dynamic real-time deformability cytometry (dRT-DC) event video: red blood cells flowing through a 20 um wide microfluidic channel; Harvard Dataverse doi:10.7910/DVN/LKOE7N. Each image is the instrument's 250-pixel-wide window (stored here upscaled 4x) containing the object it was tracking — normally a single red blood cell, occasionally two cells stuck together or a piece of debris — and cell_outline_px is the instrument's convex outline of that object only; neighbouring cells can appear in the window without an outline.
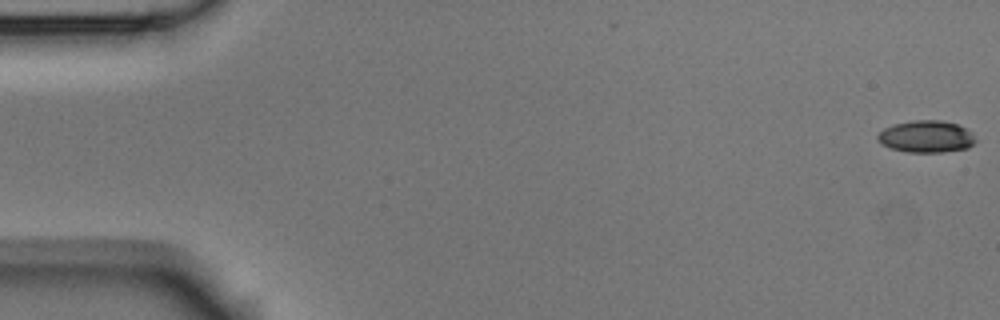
{"species": "Egyptian fruit bat (a non-hibernating species)", "species_latin": "Rousettus aegyptiacus", "temperature_condition": "room temperature", "stored_images_in_passage": 54, "camera_frame_rate_fps": 3000, "um_per_image_px": 0.085, "animal": {"sex": "male"}, "frame": {"image": 1, "passage_image": 1, "time_ms": 0.0, "image_size_px": [1000, 320], "cell_outline_px": [[976, 140], [968, 148], [944, 152], [908, 152], [892, 148], [880, 144], [876, 140], [876, 136], [884, 128], [892, 124], [912, 120], [940, 120], [956, 124], [968, 128], [972, 132]], "centroid_in_image_um": [78.72, 11.6], "position_along_channel_um": 6.3, "area_um2": 18.44}}
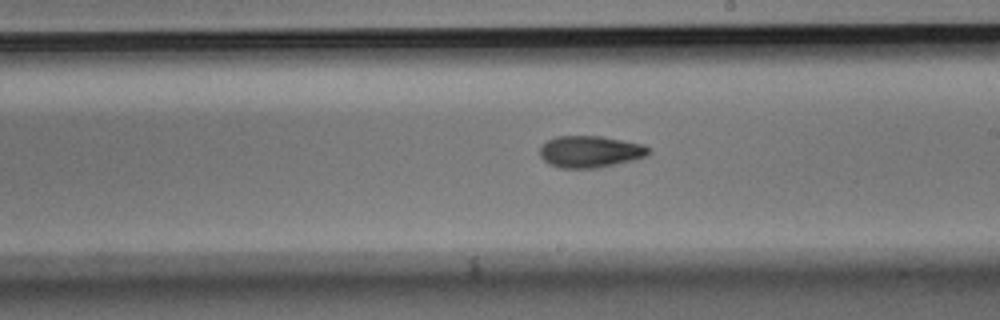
{"frame": {"image": 2, "passage_image": 31, "time_ms": 10.0, "image_size_px": [1000, 320], "cell_outline_px": [[652, 152], [648, 156], [636, 160], [596, 168], [560, 168], [548, 164], [540, 156], [540, 148], [548, 140], [556, 136], [600, 136], [644, 144], [652, 148]], "centroid_in_image_um": [50.23, 12.89], "position_along_channel_um": 238.8, "area_um2": 20.4}}
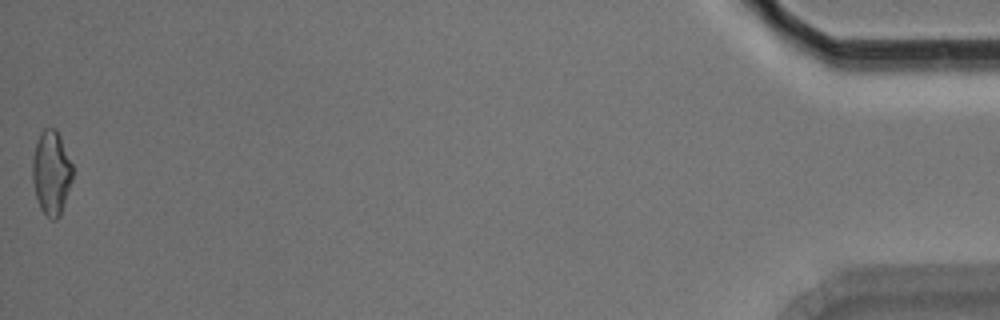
{"frame": {"image": 3, "passage_image": 54, "time_ms": 17.667, "image_size_px": [1000, 320], "cell_outline_px": [[72, 180], [60, 216], [56, 220], [52, 220], [40, 208], [36, 196], [32, 180], [32, 156], [40, 132], [44, 128], [56, 128], [60, 136], [72, 164]], "centroid_in_image_um": [4.35, 14.67], "position_along_channel_um": 430.8, "area_um2": 19.65}, "authors_computed_cell_mechanics": {"area_um2": 19.5364, "velocity_mm_per_s": 3.7668, "shape_relaxation_time_tau1_ms": 7.0863, "shape_relaxation_time_tau2_ms": 5.2165, "deformation_change_tau1": 0.1637, "deformation_change_tau2": 0.1171}}